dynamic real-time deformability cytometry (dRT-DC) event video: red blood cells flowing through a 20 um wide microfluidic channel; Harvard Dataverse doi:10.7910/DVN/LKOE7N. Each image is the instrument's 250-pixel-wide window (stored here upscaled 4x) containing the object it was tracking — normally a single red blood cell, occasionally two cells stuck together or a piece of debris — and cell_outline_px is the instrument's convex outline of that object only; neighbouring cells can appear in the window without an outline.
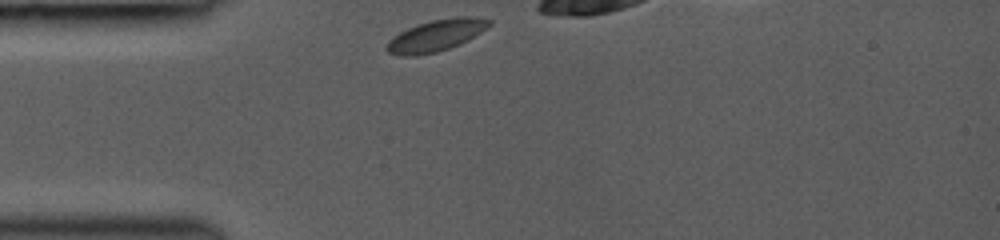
{"species": "common noctule bat (a hibernating species)", "species_latin": "Nyctalus noctula", "temperature_condition": "room temperature", "stored_images_in_passage": 29, "camera_frame_rate_fps": 3000, "um_per_image_px": 0.085, "animal": {"sex": "female", "body_mass_g": 19.0, "forearm_length_mm": 53.3}, "frame": {"image": 1, "passage_image": 1, "time_ms": 0.0, "image_size_px": [1000, 240], "cell_outline_px": [[492, 24], [488, 28], [460, 44], [436, 52], [416, 56], [400, 56], [388, 52], [384, 48], [388, 40], [392, 36], [408, 28], [432, 20], [456, 16], [472, 16], [492, 20]], "centroid_in_image_um": [37.06, 3.02], "position_along_channel_um": 47.9, "area_um2": 18.96}}
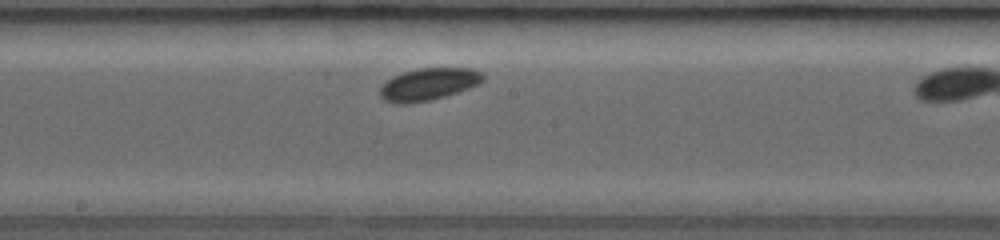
{"frame": {"image": 2, "passage_image": 14, "time_ms": 4.333, "image_size_px": [1000, 240], "cell_outline_px": [[484, 80], [480, 84], [432, 100], [404, 104], [396, 104], [384, 100], [380, 96], [380, 88], [392, 76], [416, 68], [472, 68], [484, 72]], "centroid_in_image_um": [36.44, 7.15], "position_along_channel_um": 211.8, "area_um2": 19.42}}
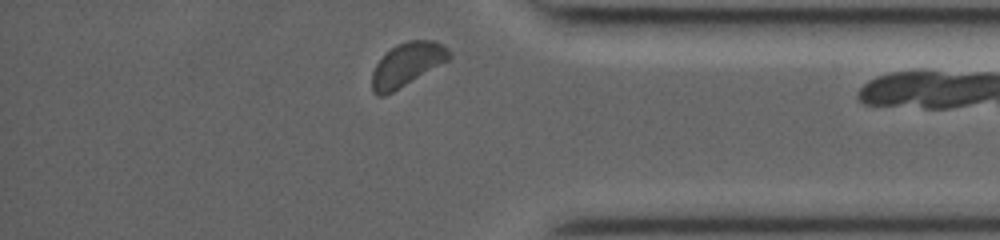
{"frame": {"image": 3, "passage_image": 28, "time_ms": 9.0, "image_size_px": [1000, 240], "cell_outline_px": [[452, 56], [448, 60], [392, 92], [384, 96], [376, 96], [372, 92], [372, 72], [376, 64], [396, 44], [408, 40], [436, 40], [448, 48], [452, 52]], "centroid_in_image_um": [34.61, 5.47], "position_along_channel_um": 400.6, "area_um2": 19.36}}